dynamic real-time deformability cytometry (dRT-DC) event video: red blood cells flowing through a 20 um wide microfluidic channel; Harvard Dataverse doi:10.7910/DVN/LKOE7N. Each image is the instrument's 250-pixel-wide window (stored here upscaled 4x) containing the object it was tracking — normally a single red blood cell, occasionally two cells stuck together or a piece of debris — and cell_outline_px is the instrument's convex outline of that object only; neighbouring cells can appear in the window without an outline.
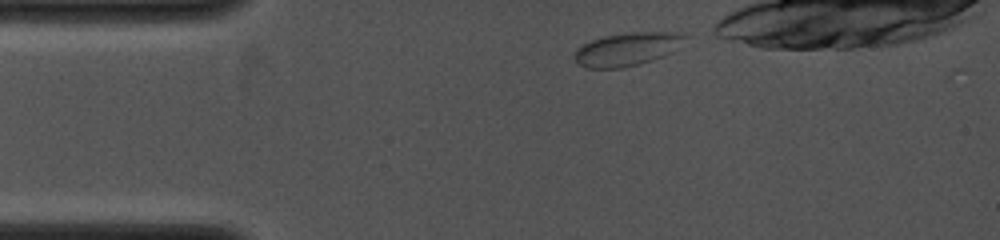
{"species": "common noctule bat (a hibernating species)", "species_latin": "Nyctalus noctula", "temperature_condition": "cold", "stored_images_in_passage": 32, "camera_frame_rate_fps": 4000, "um_per_image_px": 0.085, "animal": {"sex": "female", "body_mass_g": 19.0, "forearm_length_mm": 53.3}, "frame": {"image": 1, "passage_image": 1, "time_ms": 0.0, "image_size_px": [1000, 240], "cell_outline_px": [[688, 36], [672, 52], [664, 56], [652, 60], [620, 68], [588, 68], [580, 64], [572, 56], [576, 48], [592, 40], [604, 36], [628, 32], [680, 32]], "centroid_in_image_um": [53.3, 4.16], "position_along_channel_um": 31.7, "area_um2": 21.27}}
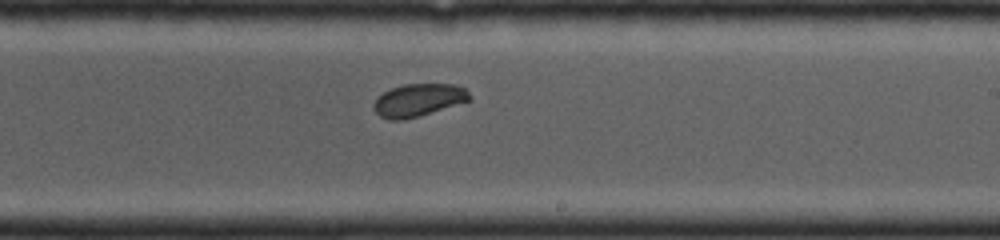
{"frame": {"image": 2, "passage_image": 19, "time_ms": 5.75, "image_size_px": [1000, 240], "cell_outline_px": [[472, 100], [420, 116], [404, 120], [388, 120], [380, 116], [372, 108], [372, 104], [384, 92], [392, 88], [404, 84], [456, 84], [464, 88], [472, 96]], "centroid_in_image_um": [35.58, 8.52], "position_along_channel_um": 253.4, "area_um2": 18.38}}
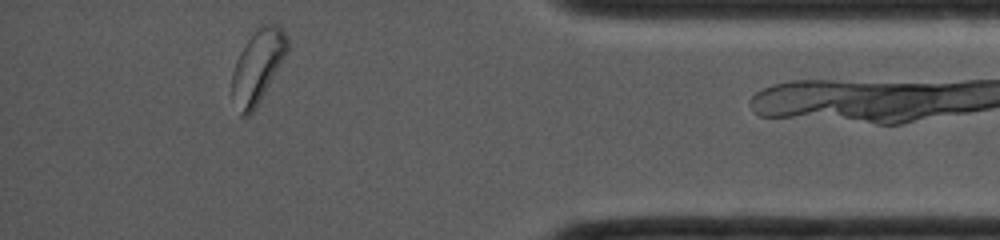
{"frame": {"image": 3, "passage_image": 32, "time_ms": 9.75, "image_size_px": [1000, 240], "cell_outline_px": [[288, 48], [284, 56], [256, 108], [248, 116], [240, 116], [232, 92], [232, 72], [236, 60], [240, 52], [256, 28], [260, 24], [276, 24], [284, 32], [288, 40]], "centroid_in_image_um": [21.88, 5.63], "position_along_channel_um": 413.3, "area_um2": 22.95}}